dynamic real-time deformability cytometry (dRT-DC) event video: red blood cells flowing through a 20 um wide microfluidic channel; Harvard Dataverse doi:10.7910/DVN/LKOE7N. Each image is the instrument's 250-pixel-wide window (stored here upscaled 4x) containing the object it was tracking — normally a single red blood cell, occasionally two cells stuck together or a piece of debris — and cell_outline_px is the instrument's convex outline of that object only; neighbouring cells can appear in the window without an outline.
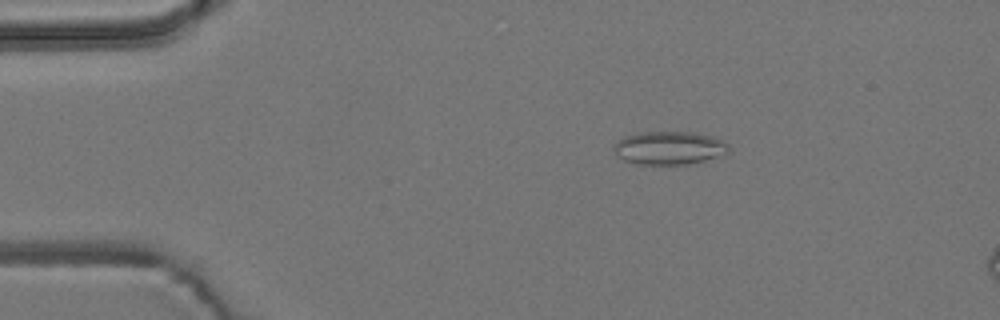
{"species": "common noctule bat (a hibernating species)", "species_latin": "Nyctalus noctula", "temperature_condition": "room temperature", "stored_images_in_passage": 3, "camera_frame_rate_fps": 3000, "um_per_image_px": 0.085, "animal": {"sex": "male", "body_mass_g": 19.2, "forearm_length_mm": 51.8}, "frame": {"image": 1, "passage_image": 1, "time_ms": 0.0, "image_size_px": [1000, 320], "cell_outline_px": [[732, 148], [728, 152], [704, 160], [688, 164], [636, 164], [624, 160], [612, 148], [612, 144], [616, 140], [624, 136], [640, 132], [696, 132], [712, 136], [728, 144]], "centroid_in_image_um": [56.85, 12.56], "position_along_channel_um": 28.1, "area_um2": 22.25}}